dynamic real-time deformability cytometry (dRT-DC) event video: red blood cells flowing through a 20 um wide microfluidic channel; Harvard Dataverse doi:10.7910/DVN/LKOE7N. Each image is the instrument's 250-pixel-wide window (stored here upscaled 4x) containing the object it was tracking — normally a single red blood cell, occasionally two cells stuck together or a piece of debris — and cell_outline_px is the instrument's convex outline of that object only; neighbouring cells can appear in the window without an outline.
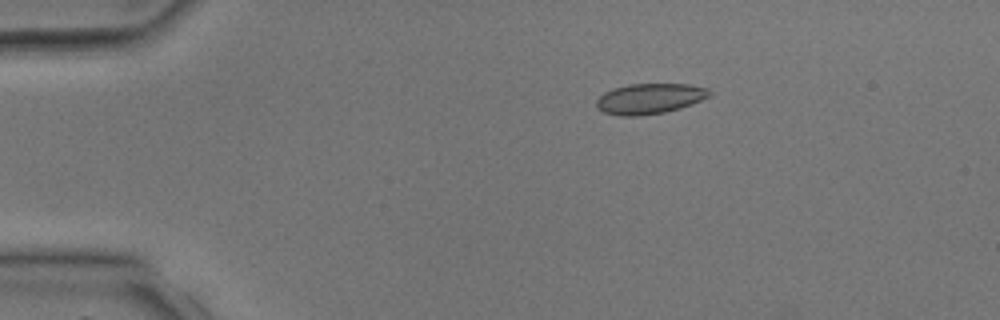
{"species": "common noctule bat (a hibernating species)", "species_latin": "Nyctalus noctula", "temperature_condition": "room temperature", "stored_images_in_passage": 4, "camera_frame_rate_fps": 3000, "um_per_image_px": 0.085, "animal": {"sex": "male", "body_mass_g": 17.9, "forearm_length_mm": 54.2}, "frame": {"image": 1, "passage_image": 3, "time_ms": 2.333, "image_size_px": [1000, 320], "cell_outline_px": [[712, 92], [708, 96], [692, 104], [680, 108], [664, 112], [636, 116], [620, 116], [604, 112], [596, 108], [596, 100], [604, 92], [612, 88], [628, 84], [688, 84], [708, 88]], "centroid_in_image_um": [55.19, 8.38], "position_along_channel_um": 29.8, "area_um2": 20.06}}